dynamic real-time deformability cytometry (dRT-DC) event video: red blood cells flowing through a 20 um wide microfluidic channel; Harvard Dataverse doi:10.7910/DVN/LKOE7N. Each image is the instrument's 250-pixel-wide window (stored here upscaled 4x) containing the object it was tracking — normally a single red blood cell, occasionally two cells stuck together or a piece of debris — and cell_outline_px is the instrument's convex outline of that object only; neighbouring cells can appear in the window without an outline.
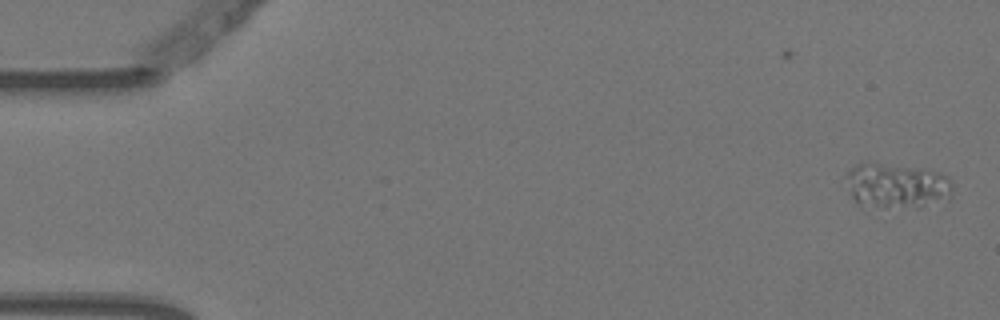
{"species": "Egyptian fruit bat (a non-hibernating species)", "species_latin": "Rousettus aegyptiacus", "temperature_condition": "warm", "stored_images_in_passage": 2, "camera_frame_rate_fps": 3000, "um_per_image_px": 0.085, "animal": {"sex": "female"}, "frame": {"image": 1, "passage_image": 2, "time_ms": 0.333, "image_size_px": [1000, 320], "cell_outline_px": [[952, 196], [948, 200], [920, 208], [884, 208], [856, 204], [852, 196], [848, 176], [848, 172], [860, 160], [924, 168], [940, 172], [948, 176], [952, 184]], "centroid_in_image_um": [76.29, 15.79], "position_along_channel_um": 8.7, "area_um2": 28.78}}